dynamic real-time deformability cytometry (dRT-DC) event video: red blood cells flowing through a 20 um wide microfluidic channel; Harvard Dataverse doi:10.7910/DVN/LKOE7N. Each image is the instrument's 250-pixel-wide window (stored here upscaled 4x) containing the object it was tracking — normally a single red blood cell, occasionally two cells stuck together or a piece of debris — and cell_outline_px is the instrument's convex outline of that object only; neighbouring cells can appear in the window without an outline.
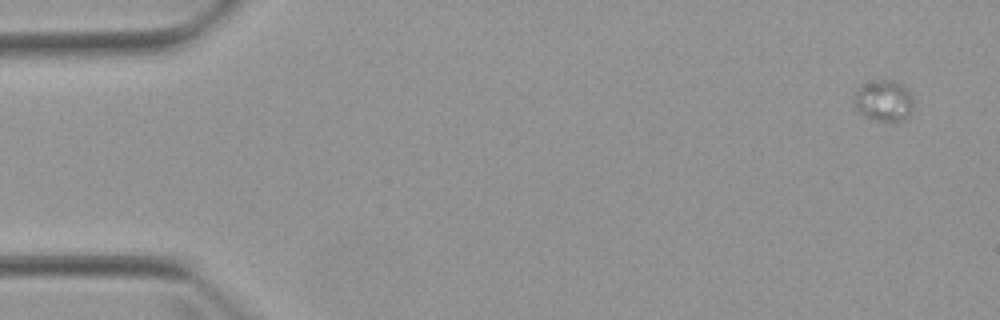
{"species": "Egyptian fruit bat (a non-hibernating species)", "species_latin": "Rousettus aegyptiacus", "temperature_condition": "warm", "stored_images_in_passage": 4, "camera_frame_rate_fps": 3000, "um_per_image_px": 0.085, "animal": {"sex": "female"}, "frame": {"image": 1, "passage_image": 1, "time_ms": 0.0, "image_size_px": [1000, 320], "cell_outline_px": [[912, 108], [908, 116], [904, 120], [876, 120], [864, 116], [856, 108], [856, 88], [860, 84], [876, 80], [896, 80], [904, 84], [908, 88], [912, 96]], "centroid_in_image_um": [75.14, 8.51], "position_along_channel_um": 9.9, "area_um2": 14.22}}
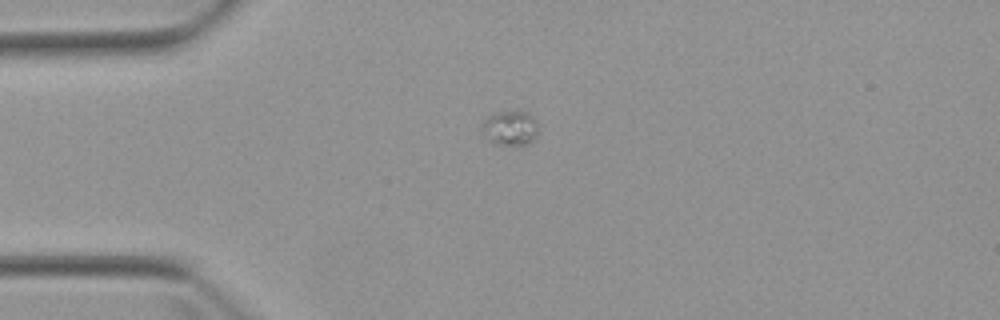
{"frame": {"image": 2, "passage_image": 4, "time_ms": 3.667, "image_size_px": [1000, 320], "cell_outline_px": [[536, 140], [528, 144], [492, 144], [488, 140], [484, 128], [484, 120], [488, 116], [500, 112], [528, 112], [536, 120]], "centroid_in_image_um": [43.41, 10.9], "position_along_channel_um": 41.6, "area_um2": 10.98}}